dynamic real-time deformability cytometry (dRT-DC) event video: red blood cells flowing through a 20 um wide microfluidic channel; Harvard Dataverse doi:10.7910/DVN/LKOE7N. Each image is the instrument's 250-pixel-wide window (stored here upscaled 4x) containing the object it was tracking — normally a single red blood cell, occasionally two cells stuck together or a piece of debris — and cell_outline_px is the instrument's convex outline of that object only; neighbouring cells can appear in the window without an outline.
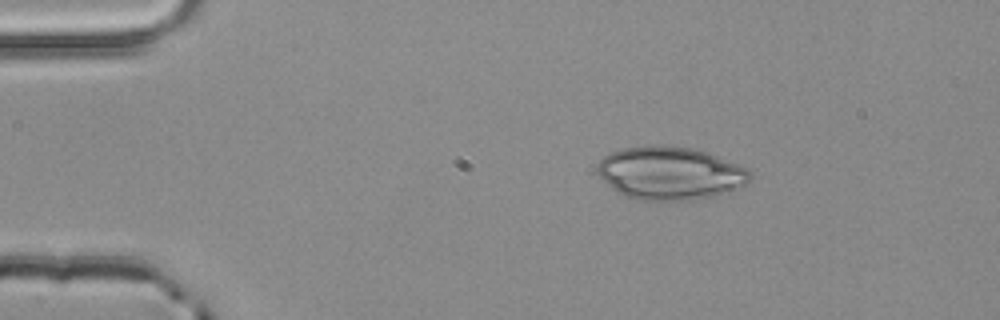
{"species": "common noctule bat (a hibernating species)", "species_latin": "Nyctalus noctula", "temperature_condition": "room temperature", "stored_images_in_passage": 1, "camera_frame_rate_fps": 3000, "um_per_image_px": 0.085, "animal": {"sex": "male", "body_mass_g": 20.4}, "frame": {"image": 1, "passage_image": 1, "time_ms": 0.0, "image_size_px": [1000, 320], "cell_outline_px": [[752, 180], [744, 184], [716, 196], [692, 200], [640, 200], [624, 196], [616, 192], [596, 172], [596, 164], [604, 156], [620, 148], [692, 148], [708, 152], [748, 168], [752, 172]], "centroid_in_image_um": [56.97, 14.76], "position_along_channel_um": 28.0, "area_um2": 46.53}}